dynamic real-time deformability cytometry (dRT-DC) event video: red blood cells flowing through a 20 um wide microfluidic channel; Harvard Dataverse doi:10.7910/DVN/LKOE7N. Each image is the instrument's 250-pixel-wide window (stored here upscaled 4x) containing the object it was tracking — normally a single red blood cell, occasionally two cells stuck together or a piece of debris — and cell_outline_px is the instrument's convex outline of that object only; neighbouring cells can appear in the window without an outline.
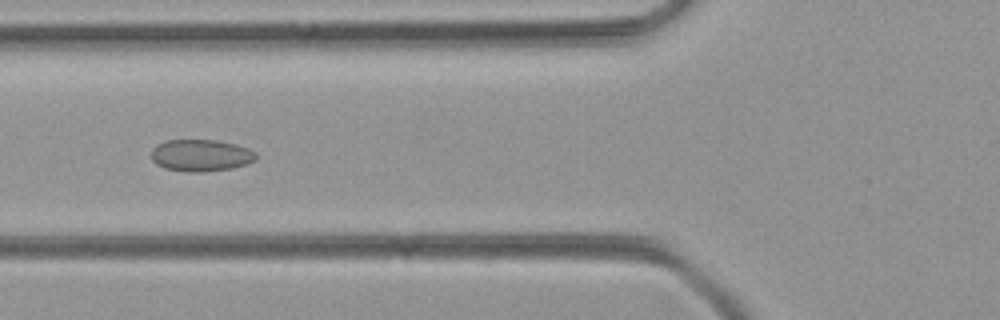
{"species": "common noctule bat (a hibernating species)", "species_latin": "Nyctalus noctula", "temperature_condition": "room temperature", "stored_images_in_passage": 35, "camera_frame_rate_fps": 3000, "um_per_image_px": 0.085, "animal": {"sex": "female", "body_mass_g": 21.9}, "frame": {"image": 1, "passage_image": 8, "time_ms": 2.333, "image_size_px": [1000, 320], "cell_outline_px": [[256, 160], [232, 168], [204, 172], [188, 172], [164, 168], [156, 164], [152, 160], [152, 148], [156, 144], [164, 140], [216, 140], [236, 144], [248, 148], [256, 152]], "centroid_in_image_um": [17.05, 13.2], "position_along_channel_um": 108.7, "area_um2": 19.59}}
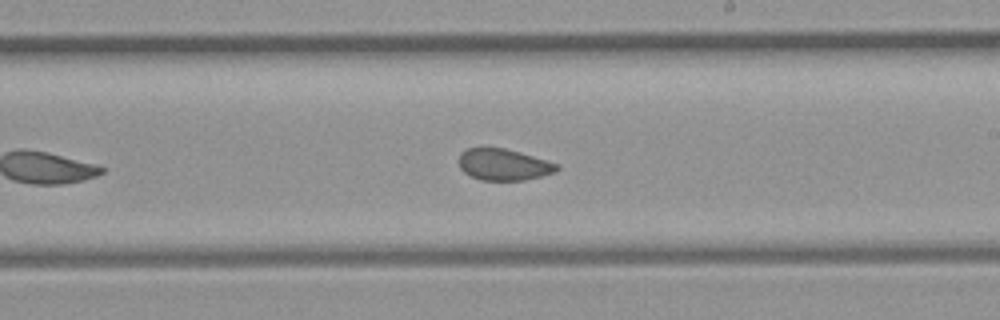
{"frame": {"image": 2, "passage_image": 18, "time_ms": 5.667, "image_size_px": [1000, 320], "cell_outline_px": [[560, 168], [556, 172], [524, 180], [480, 180], [464, 172], [460, 168], [460, 152], [468, 148], [504, 148], [520, 152], [548, 160], [560, 164]], "centroid_in_image_um": [42.85, 13.99], "position_along_channel_um": 246.2, "area_um2": 17.98}}
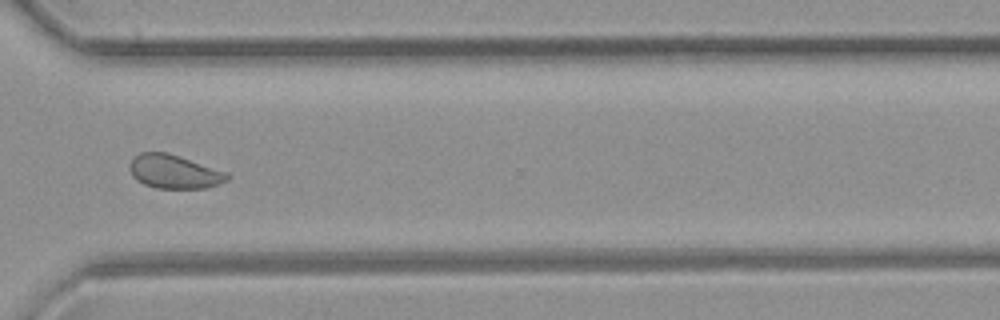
{"frame": {"image": 3, "passage_image": 26, "time_ms": 8.333, "image_size_px": [1000, 320], "cell_outline_px": [[232, 176], [228, 180], [208, 188], [156, 188], [144, 184], [136, 180], [132, 176], [132, 160], [140, 152], [168, 152], [228, 172]], "centroid_in_image_um": [14.87, 14.6], "position_along_channel_um": 355.7, "area_um2": 19.13}}